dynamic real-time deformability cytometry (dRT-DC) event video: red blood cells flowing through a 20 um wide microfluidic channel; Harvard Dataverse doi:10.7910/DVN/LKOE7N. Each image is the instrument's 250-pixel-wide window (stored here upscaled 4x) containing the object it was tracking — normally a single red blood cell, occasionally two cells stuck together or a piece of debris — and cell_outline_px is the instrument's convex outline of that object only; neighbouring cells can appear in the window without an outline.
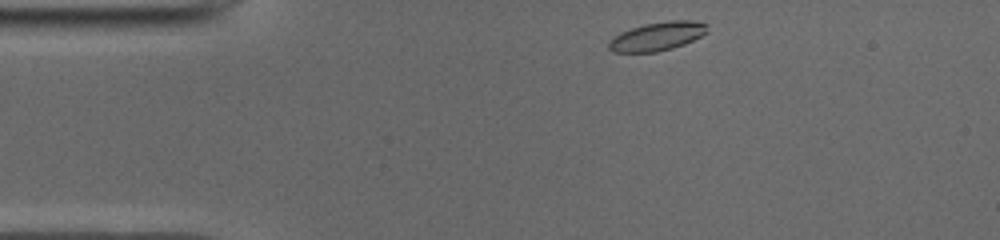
{"species": "common noctule bat (a hibernating species)", "species_latin": "Nyctalus noctula", "temperature_condition": "cold", "stored_images_in_passage": 43, "camera_frame_rate_fps": 3000, "um_per_image_px": 0.085, "animal": {"sex": "male", "body_mass_g": 19.0, "forearm_length_mm": 50.8}, "frame": {"image": 1, "passage_image": 1, "time_ms": 0.0, "image_size_px": [1000, 240], "cell_outline_px": [[708, 32], [684, 44], [672, 48], [656, 52], [612, 52], [608, 48], [608, 44], [620, 32], [644, 24], [668, 20], [692, 20], [708, 24]], "centroid_in_image_um": [55.9, 3.08], "position_along_channel_um": 29.1, "area_um2": 16.36}}
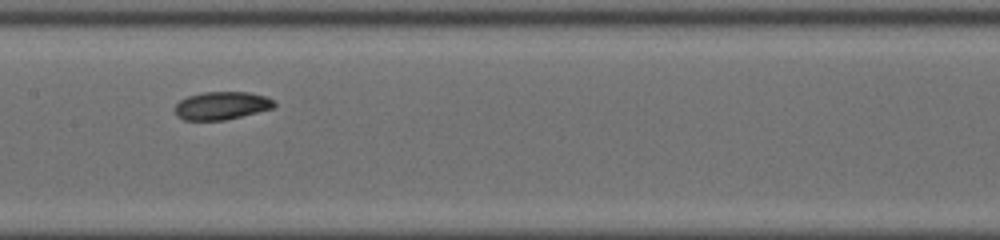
{"frame": {"image": 2, "passage_image": 17, "time_ms": 5.333, "image_size_px": [1000, 240], "cell_outline_px": [[276, 104], [272, 108], [224, 120], [184, 120], [176, 116], [176, 104], [180, 100], [188, 96], [204, 92], [248, 92], [268, 96]], "centroid_in_image_um": [18.83, 8.97], "position_along_channel_um": 188.6, "area_um2": 16.01}}
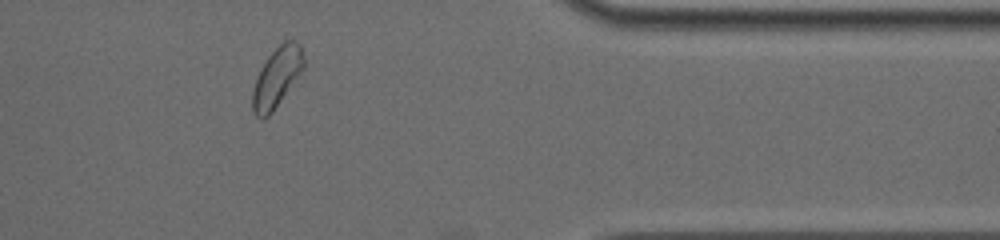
{"frame": {"image": 3, "passage_image": 34, "time_ms": 11.0, "image_size_px": [1000, 240], "cell_outline_px": [[304, 68], [272, 112], [264, 120], [260, 120], [252, 112], [252, 92], [256, 80], [268, 56], [284, 40], [296, 40], [300, 44], [304, 56]], "centroid_in_image_um": [23.53, 6.59], "position_along_channel_um": 387.9, "area_um2": 17.63}, "authors_computed_cell_mechanics": {"area_um2": 16.6464, "velocity_mm_per_s": 3.8944, "shape_relaxation_time_tau1_ms": 3.3621, "shape_relaxation_time_tau2_ms": 5.0568, "deformation_change_tau1": 0.1152, "deformation_change_tau2": 0.0949}}